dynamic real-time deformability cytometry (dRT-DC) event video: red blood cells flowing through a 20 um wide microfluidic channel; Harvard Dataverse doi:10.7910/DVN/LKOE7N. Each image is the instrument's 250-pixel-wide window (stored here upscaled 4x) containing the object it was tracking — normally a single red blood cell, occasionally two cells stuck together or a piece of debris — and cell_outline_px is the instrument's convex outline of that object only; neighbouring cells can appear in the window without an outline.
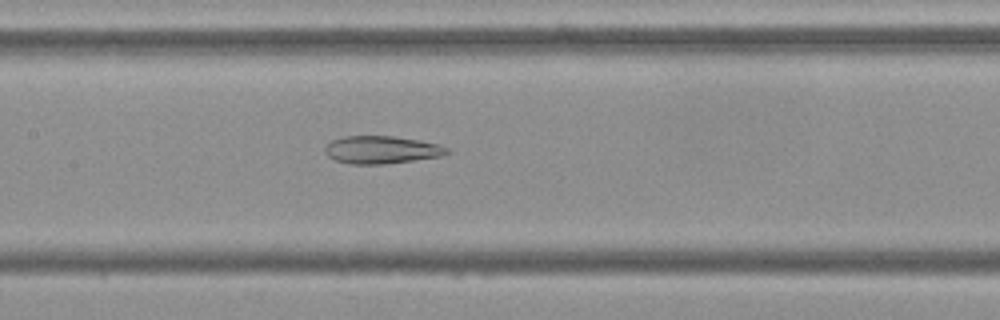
{"species": "Egyptian fruit bat (a non-hibernating species)", "species_latin": "Rousettus aegyptiacus", "temperature_condition": "cold", "stored_images_in_passage": 54, "camera_frame_rate_fps": 3000, "um_per_image_px": 0.085, "frame": {"image": 1, "passage_image": 25, "time_ms": 8.0, "image_size_px": [1000, 320], "cell_outline_px": [[448, 152], [440, 156], [384, 164], [348, 164], [336, 160], [328, 156], [324, 152], [324, 148], [332, 140], [344, 136], [392, 136], [420, 140], [436, 144], [448, 148]], "centroid_in_image_um": [32.38, 12.73], "position_along_channel_um": 175.0, "area_um2": 19.48}}
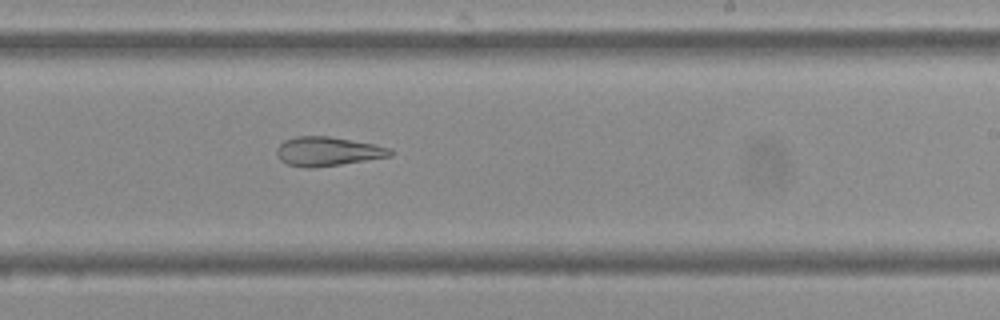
{"frame": {"image": 2, "passage_image": 32, "time_ms": 10.333, "image_size_px": [1000, 320], "cell_outline_px": [[396, 152], [392, 156], [340, 164], [312, 168], [304, 168], [288, 164], [280, 160], [276, 156], [276, 148], [284, 140], [296, 136], [328, 136], [372, 144], [392, 148]], "centroid_in_image_um": [27.84, 12.87], "position_along_channel_um": 261.2, "area_um2": 19.31}}
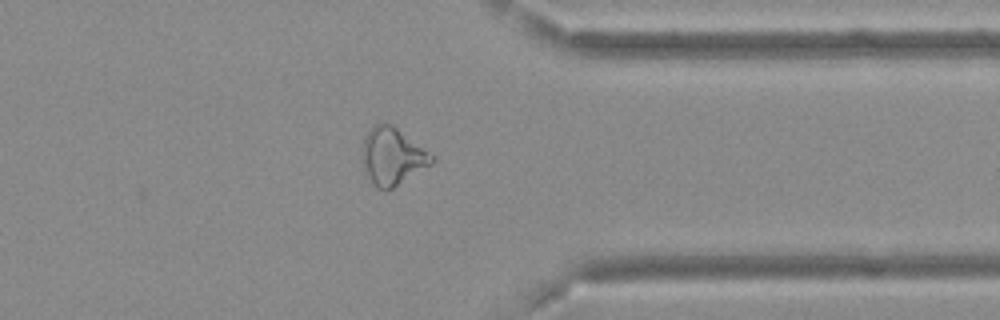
{"frame": {"image": 3, "passage_image": 42, "time_ms": 13.667, "image_size_px": [1000, 320], "cell_outline_px": [[436, 160], [432, 164], [392, 188], [376, 188], [372, 184], [364, 168], [360, 152], [364, 136], [376, 124], [392, 124], [436, 156]], "centroid_in_image_um": [33.36, 13.28], "position_along_channel_um": 378.0, "area_um2": 23.18}, "authors_computed_cell_mechanics": {"area_um2": 24.1604, "velocity_mm_per_s": 3.7081, "shape_relaxation_time_tau1_ms": null, "shape_relaxation_time_tau2_ms": 6.6796, "deformation_change_tau1": null, "deformation_change_tau2": 0.1795}}